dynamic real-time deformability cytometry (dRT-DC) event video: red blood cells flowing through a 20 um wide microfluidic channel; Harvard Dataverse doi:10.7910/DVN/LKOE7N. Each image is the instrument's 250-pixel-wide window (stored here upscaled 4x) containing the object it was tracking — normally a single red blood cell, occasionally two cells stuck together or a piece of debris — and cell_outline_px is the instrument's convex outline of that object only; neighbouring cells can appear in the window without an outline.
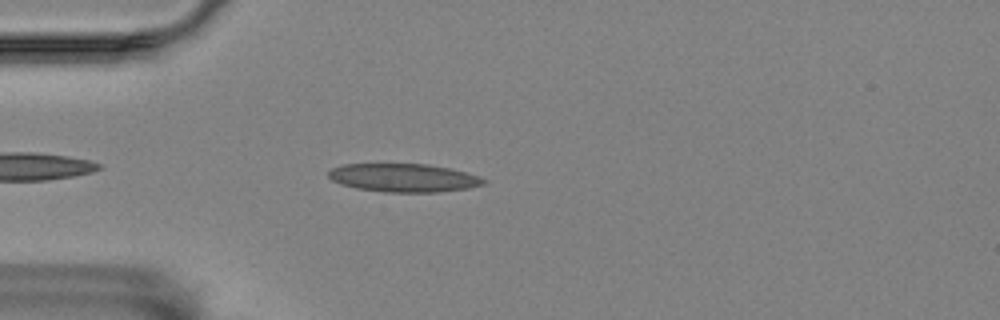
{"species": "Egyptian fruit bat (a non-hibernating species)", "species_latin": "Rousettus aegyptiacus", "temperature_condition": "room temperature", "stored_images_in_passage": 20, "camera_frame_rate_fps": 3000, "um_per_image_px": 0.085, "animal": {"sex": "female"}, "frame": {"image": 1, "passage_image": 2, "time_ms": 0.333, "image_size_px": [1000, 320], "cell_outline_px": [[488, 180], [484, 184], [468, 188], [440, 192], [384, 192], [356, 188], [340, 184], [332, 180], [328, 176], [328, 172], [332, 168], [344, 164], [428, 164], [448, 168], [480, 176]], "centroid_in_image_um": [34.31, 15.11], "position_along_channel_um": 50.7, "area_um2": 25.61}}
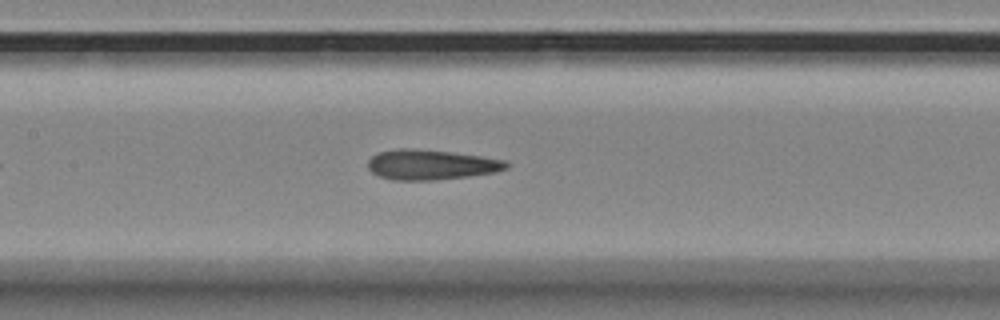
{"frame": {"image": 2, "passage_image": 13, "time_ms": 4.0, "image_size_px": [1000, 320], "cell_outline_px": [[508, 168], [496, 172], [468, 176], [436, 180], [392, 180], [380, 176], [372, 172], [368, 168], [368, 160], [372, 156], [380, 152], [400, 148], [408, 148], [448, 152], [480, 156], [504, 160], [508, 164]], "centroid_in_image_um": [36.62, 14.01], "position_along_channel_um": 170.8, "area_um2": 23.99}}
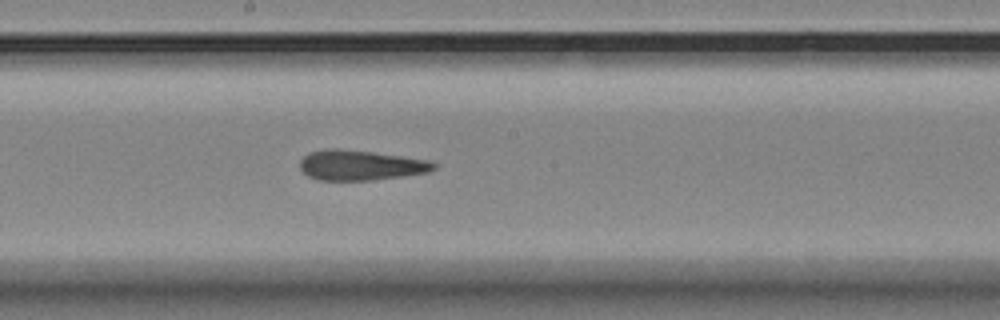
{"frame": {"image": 3, "passage_image": 17, "time_ms": 5.333, "image_size_px": [1000, 320], "cell_outline_px": [[436, 168], [428, 172], [372, 180], [316, 180], [308, 176], [300, 168], [300, 160], [308, 152], [328, 148], [336, 148], [372, 152], [432, 160], [436, 164]], "centroid_in_image_um": [30.63, 14.04], "position_along_channel_um": 217.6, "area_um2": 23.52}}